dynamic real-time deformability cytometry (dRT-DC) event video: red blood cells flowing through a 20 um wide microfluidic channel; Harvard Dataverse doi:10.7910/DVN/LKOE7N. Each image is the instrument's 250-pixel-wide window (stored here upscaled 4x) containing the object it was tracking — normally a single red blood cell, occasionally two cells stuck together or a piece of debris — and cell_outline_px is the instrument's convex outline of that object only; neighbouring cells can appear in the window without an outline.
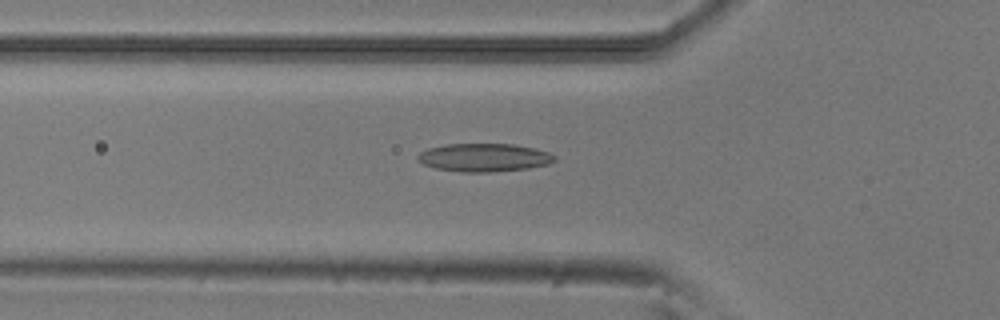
{"species": "common noctule bat (a hibernating species)", "species_latin": "Nyctalus noctula", "temperature_condition": "room temperature", "stored_images_in_passage": 51, "camera_frame_rate_fps": 3000, "um_per_image_px": 0.085, "animal": {"sex": "male", "body_mass_g": 20.5, "forearm_length_mm": 52.5}, "frame": {"image": 1, "passage_image": 17, "time_ms": 5.333, "image_size_px": [1000, 320], "cell_outline_px": [[556, 160], [548, 164], [528, 168], [492, 172], [460, 172], [436, 168], [424, 164], [416, 160], [416, 156], [420, 152], [428, 148], [444, 144], [516, 144], [548, 152], [556, 156]], "centroid_in_image_um": [41.12, 13.39], "position_along_channel_um": 84.7, "area_um2": 22.54}}
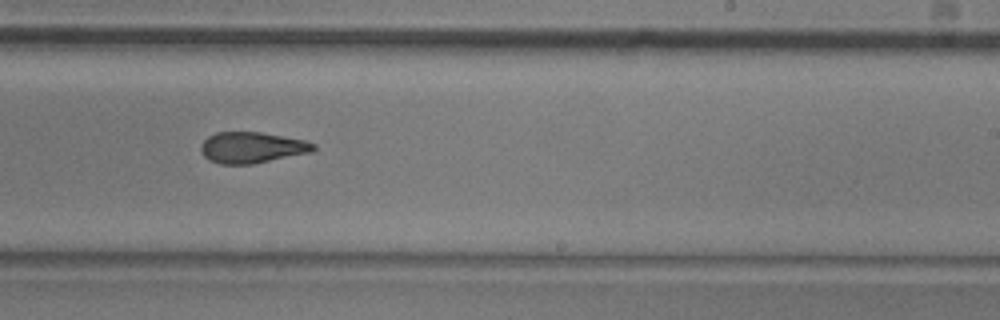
{"frame": {"image": 2, "passage_image": 31, "time_ms": 10.0, "image_size_px": [1000, 320], "cell_outline_px": [[316, 148], [312, 152], [252, 164], [220, 164], [208, 160], [204, 156], [200, 148], [200, 144], [208, 136], [216, 132], [260, 132], [304, 140], [316, 144]], "centroid_in_image_um": [21.39, 12.54], "position_along_channel_um": 267.6, "area_um2": 20.4}}
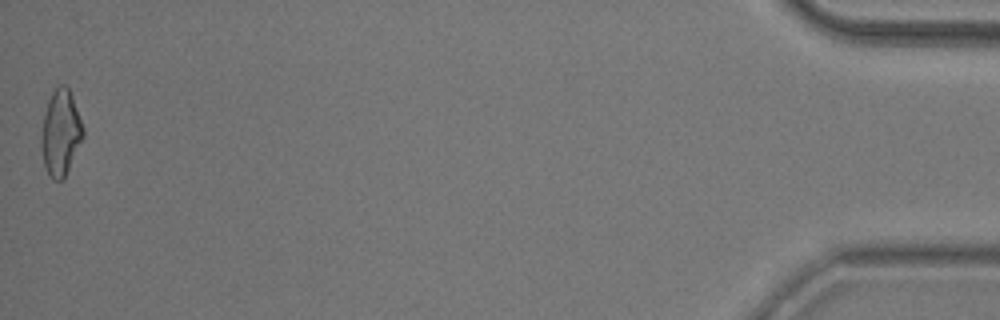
{"frame": {"image": 3, "passage_image": 51, "time_ms": 16.667, "image_size_px": [1000, 320], "cell_outline_px": [[84, 136], [64, 180], [52, 180], [44, 164], [40, 144], [40, 136], [44, 116], [48, 100], [52, 92], [60, 84], [64, 84], [68, 88], [72, 96], [84, 128]], "centroid_in_image_um": [5.15, 11.31], "position_along_channel_um": 430.0, "area_um2": 20.92}, "authors_computed_cell_mechanics": {"area_um2": 21.0392, "velocity_mm_per_s": 3.9052, "shape_relaxation_time_tau1_ms": 8.2654, "shape_relaxation_time_tau2_ms": 2.6448, "deformation_change_tau1": 0.1988, "deformation_change_tau2": 0.1196}}